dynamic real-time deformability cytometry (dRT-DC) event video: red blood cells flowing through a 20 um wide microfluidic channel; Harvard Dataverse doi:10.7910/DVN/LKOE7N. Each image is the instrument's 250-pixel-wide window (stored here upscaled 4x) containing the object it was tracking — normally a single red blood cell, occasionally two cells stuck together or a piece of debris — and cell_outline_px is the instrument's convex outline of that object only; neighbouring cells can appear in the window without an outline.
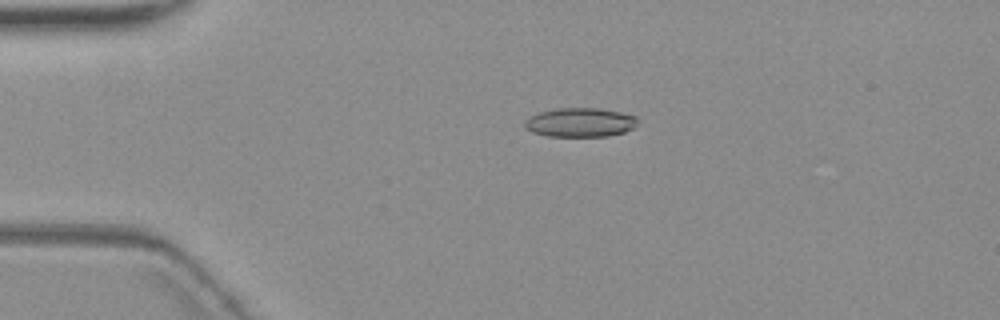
{"species": "common noctule bat (a hibernating species)", "species_latin": "Nyctalus noctula", "temperature_condition": "warm", "stored_images_in_passage": 6, "camera_frame_rate_fps": 3000, "um_per_image_px": 0.085, "animal": {"sex": "female", "body_mass_g": 19.3, "forearm_length_mm": 54.1}, "frame": {"image": 1, "passage_image": 3, "time_ms": 2.667, "image_size_px": [1000, 320], "cell_outline_px": [[636, 124], [632, 128], [624, 132], [608, 136], [548, 136], [532, 132], [524, 128], [524, 120], [528, 116], [540, 112], [556, 108], [600, 108], [620, 112], [636, 116]], "centroid_in_image_um": [49.26, 10.4], "position_along_channel_um": 35.7, "area_um2": 19.19}}
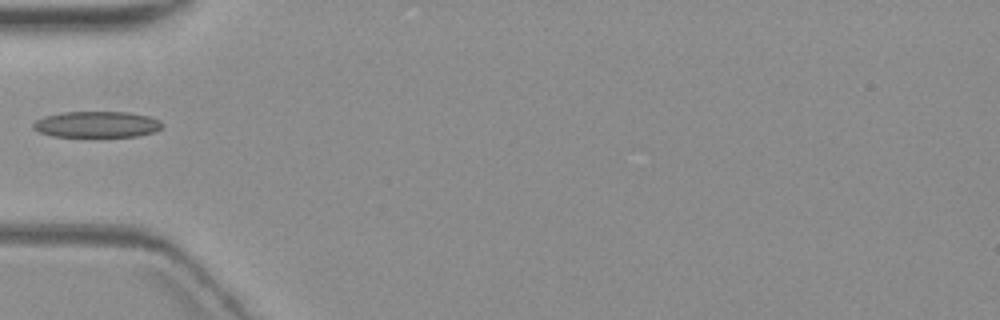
{"frame": {"image": 2, "passage_image": 5, "time_ms": 5.0, "image_size_px": [1000, 320], "cell_outline_px": [[164, 124], [156, 132], [136, 136], [52, 136], [40, 132], [32, 128], [32, 124], [36, 120], [44, 116], [64, 112], [128, 112], [148, 116], [160, 120]], "centroid_in_image_um": [8.24, 10.57], "position_along_channel_um": 76.8, "area_um2": 19.59}}
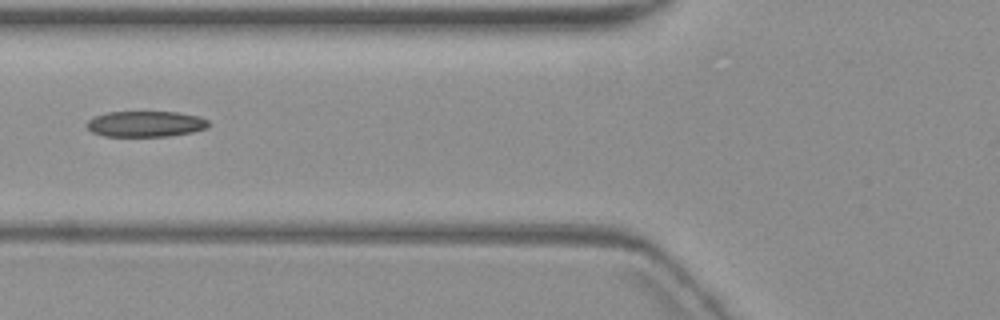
{"frame": {"image": 3, "passage_image": 6, "time_ms": 6.0, "image_size_px": [1000, 320], "cell_outline_px": [[208, 128], [192, 132], [168, 136], [104, 136], [92, 132], [88, 128], [88, 120], [96, 116], [108, 112], [176, 112], [200, 116], [208, 120]], "centroid_in_image_um": [12.41, 10.53], "position_along_channel_um": 113.4, "area_um2": 18.21}}